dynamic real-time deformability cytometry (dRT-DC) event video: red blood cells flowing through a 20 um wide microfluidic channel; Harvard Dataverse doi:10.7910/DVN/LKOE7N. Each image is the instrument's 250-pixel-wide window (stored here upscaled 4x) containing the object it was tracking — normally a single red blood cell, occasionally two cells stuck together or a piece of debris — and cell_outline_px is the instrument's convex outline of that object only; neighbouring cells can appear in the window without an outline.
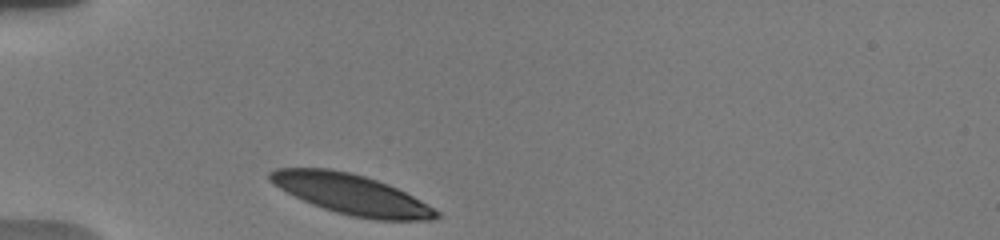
{"species": "human", "species_latin": "Homo sapiens", "temperature_condition": "warm", "stored_images_in_passage": 32, "camera_frame_rate_fps": 3000, "um_per_image_px": 0.085, "donor": {"sex": "male"}, "frame": {"image": 1, "passage_image": 1, "time_ms": 0.0, "image_size_px": [1000, 240], "cell_outline_px": [[440, 216], [432, 220], [376, 220], [352, 216], [336, 212], [312, 204], [280, 188], [268, 180], [268, 172], [276, 168], [328, 168], [348, 172], [364, 176], [388, 184], [420, 200], [440, 212]], "centroid_in_image_um": [29.87, 16.52], "position_along_channel_um": 55.1, "area_um2": 38.49}}
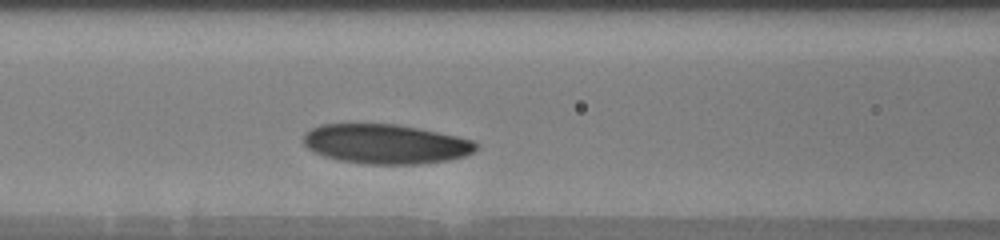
{"frame": {"image": 2, "passage_image": 9, "time_ms": 2.667, "image_size_px": [1000, 240], "cell_outline_px": [[480, 144], [472, 152], [464, 156], [448, 160], [420, 164], [368, 164], [340, 160], [324, 156], [308, 148], [304, 144], [304, 132], [320, 124], [396, 124], [456, 136], [472, 140]], "centroid_in_image_um": [32.77, 12.24], "position_along_channel_um": 133.8, "area_um2": 39.54}}
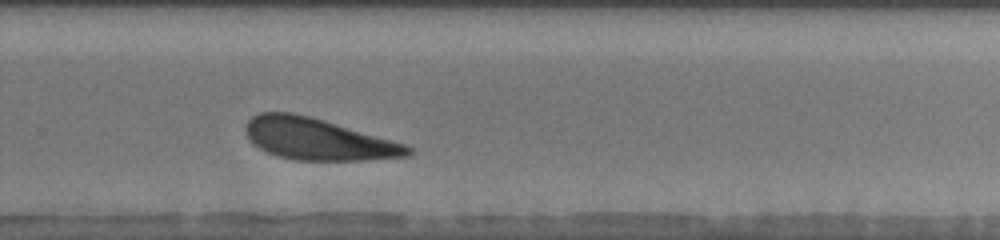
{"frame": {"image": 3, "passage_image": 23, "time_ms": 7.333, "image_size_px": [1000, 240], "cell_outline_px": [[412, 152], [408, 156], [364, 160], [296, 160], [276, 156], [252, 144], [248, 140], [244, 128], [244, 124], [252, 116], [260, 112], [292, 112], [324, 120], [404, 144], [412, 148]], "centroid_in_image_um": [26.94, 11.82], "position_along_channel_um": 302.9, "area_um2": 39.13}, "authors_computed_cell_mechanics": {"area_um2": 40.2577, "velocity_mm_per_s": 3.629, "shape_relaxation_time_tau1_ms": 1.867, "shape_relaxation_time_tau2_ms": 10.4065, "deformation_change_tau1": 0.1, "deformation_change_tau2": 0.2458}}